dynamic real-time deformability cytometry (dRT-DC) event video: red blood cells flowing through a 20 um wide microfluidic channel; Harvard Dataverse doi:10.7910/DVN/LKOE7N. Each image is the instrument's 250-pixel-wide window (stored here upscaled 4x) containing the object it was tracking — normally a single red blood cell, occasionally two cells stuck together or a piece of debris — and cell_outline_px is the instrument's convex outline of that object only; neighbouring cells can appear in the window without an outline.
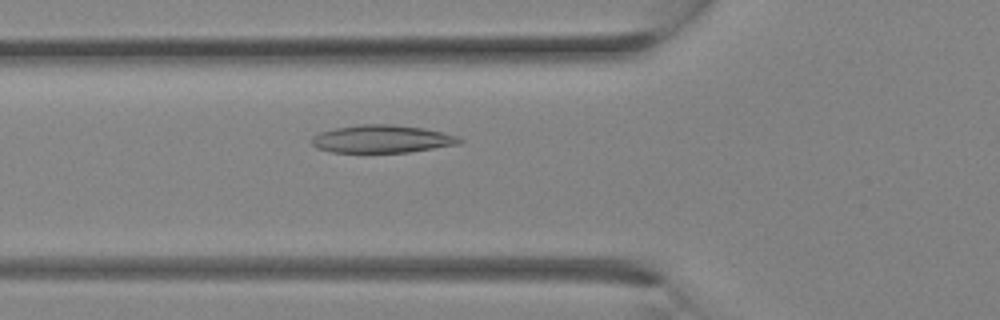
{"species": "Egyptian fruit bat (a non-hibernating species)", "species_latin": "Rousettus aegyptiacus", "temperature_condition": "room temperature", "stored_images_in_passage": 13, "camera_frame_rate_fps": 3000, "um_per_image_px": 0.085, "animal": {"sex": "female"}, "frame": {"image": 1, "passage_image": 11, "time_ms": 3.333, "image_size_px": [1000, 320], "cell_outline_px": [[464, 140], [460, 144], [408, 152], [332, 152], [316, 148], [312, 144], [312, 136], [320, 132], [336, 128], [360, 124], [392, 124], [424, 128], [456, 136]], "centroid_in_image_um": [32.45, 11.81], "position_along_channel_um": 93.3, "area_um2": 23.81}}
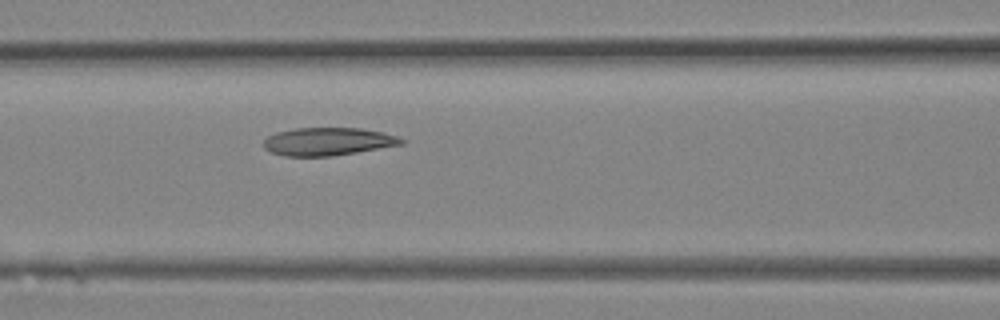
{"frame": {"image": 2, "passage_image": 13, "time_ms": 4.0, "image_size_px": [1000, 320], "cell_outline_px": [[404, 144], [332, 156], [284, 156], [272, 152], [264, 148], [264, 140], [268, 136], [276, 132], [296, 128], [360, 128], [380, 132], [396, 136], [404, 140]], "centroid_in_image_um": [27.85, 12.03], "position_along_channel_um": 138.8, "area_um2": 22.2}}